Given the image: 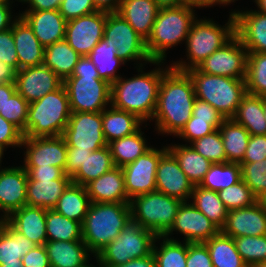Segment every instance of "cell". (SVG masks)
Returning a JSON list of instances; mask_svg holds the SVG:
<instances>
[{
  "instance_id": "cell-62",
  "label": "cell",
  "mask_w": 266,
  "mask_h": 267,
  "mask_svg": "<svg viewBox=\"0 0 266 267\" xmlns=\"http://www.w3.org/2000/svg\"><path fill=\"white\" fill-rule=\"evenodd\" d=\"M62 0H25L29 9L25 11L59 10Z\"/></svg>"
},
{
  "instance_id": "cell-66",
  "label": "cell",
  "mask_w": 266,
  "mask_h": 267,
  "mask_svg": "<svg viewBox=\"0 0 266 267\" xmlns=\"http://www.w3.org/2000/svg\"><path fill=\"white\" fill-rule=\"evenodd\" d=\"M234 2V0H186V4H189L192 8L211 7L215 4H222L223 6Z\"/></svg>"
},
{
  "instance_id": "cell-40",
  "label": "cell",
  "mask_w": 266,
  "mask_h": 267,
  "mask_svg": "<svg viewBox=\"0 0 266 267\" xmlns=\"http://www.w3.org/2000/svg\"><path fill=\"white\" fill-rule=\"evenodd\" d=\"M191 199L193 205L221 230L225 224L228 210L218 193L197 185L193 187Z\"/></svg>"
},
{
  "instance_id": "cell-54",
  "label": "cell",
  "mask_w": 266,
  "mask_h": 267,
  "mask_svg": "<svg viewBox=\"0 0 266 267\" xmlns=\"http://www.w3.org/2000/svg\"><path fill=\"white\" fill-rule=\"evenodd\" d=\"M186 267H213L208 248L205 243L187 242Z\"/></svg>"
},
{
  "instance_id": "cell-48",
  "label": "cell",
  "mask_w": 266,
  "mask_h": 267,
  "mask_svg": "<svg viewBox=\"0 0 266 267\" xmlns=\"http://www.w3.org/2000/svg\"><path fill=\"white\" fill-rule=\"evenodd\" d=\"M194 150L211 163H226L227 157L219 129L189 143Z\"/></svg>"
},
{
  "instance_id": "cell-52",
  "label": "cell",
  "mask_w": 266,
  "mask_h": 267,
  "mask_svg": "<svg viewBox=\"0 0 266 267\" xmlns=\"http://www.w3.org/2000/svg\"><path fill=\"white\" fill-rule=\"evenodd\" d=\"M97 11L93 0H62L60 14L66 21Z\"/></svg>"
},
{
  "instance_id": "cell-5",
  "label": "cell",
  "mask_w": 266,
  "mask_h": 267,
  "mask_svg": "<svg viewBox=\"0 0 266 267\" xmlns=\"http://www.w3.org/2000/svg\"><path fill=\"white\" fill-rule=\"evenodd\" d=\"M195 10L189 4L160 8L146 41V49L152 61H165L166 51L186 42L193 22Z\"/></svg>"
},
{
  "instance_id": "cell-18",
  "label": "cell",
  "mask_w": 266,
  "mask_h": 267,
  "mask_svg": "<svg viewBox=\"0 0 266 267\" xmlns=\"http://www.w3.org/2000/svg\"><path fill=\"white\" fill-rule=\"evenodd\" d=\"M14 83L16 91L31 103L59 89L63 85V80L42 64L18 70Z\"/></svg>"
},
{
  "instance_id": "cell-45",
  "label": "cell",
  "mask_w": 266,
  "mask_h": 267,
  "mask_svg": "<svg viewBox=\"0 0 266 267\" xmlns=\"http://www.w3.org/2000/svg\"><path fill=\"white\" fill-rule=\"evenodd\" d=\"M245 83L248 94L266 97V53L248 52Z\"/></svg>"
},
{
  "instance_id": "cell-67",
  "label": "cell",
  "mask_w": 266,
  "mask_h": 267,
  "mask_svg": "<svg viewBox=\"0 0 266 267\" xmlns=\"http://www.w3.org/2000/svg\"><path fill=\"white\" fill-rule=\"evenodd\" d=\"M16 92L15 83H0V111L3 104Z\"/></svg>"
},
{
  "instance_id": "cell-70",
  "label": "cell",
  "mask_w": 266,
  "mask_h": 267,
  "mask_svg": "<svg viewBox=\"0 0 266 267\" xmlns=\"http://www.w3.org/2000/svg\"><path fill=\"white\" fill-rule=\"evenodd\" d=\"M0 267H24L22 264V259H18V262L4 263Z\"/></svg>"
},
{
  "instance_id": "cell-44",
  "label": "cell",
  "mask_w": 266,
  "mask_h": 267,
  "mask_svg": "<svg viewBox=\"0 0 266 267\" xmlns=\"http://www.w3.org/2000/svg\"><path fill=\"white\" fill-rule=\"evenodd\" d=\"M241 179L239 163H215L211 165L199 186L218 192L236 184Z\"/></svg>"
},
{
  "instance_id": "cell-20",
  "label": "cell",
  "mask_w": 266,
  "mask_h": 267,
  "mask_svg": "<svg viewBox=\"0 0 266 267\" xmlns=\"http://www.w3.org/2000/svg\"><path fill=\"white\" fill-rule=\"evenodd\" d=\"M28 173L22 165L0 170V212L6 219L13 211L26 205Z\"/></svg>"
},
{
  "instance_id": "cell-1",
  "label": "cell",
  "mask_w": 266,
  "mask_h": 267,
  "mask_svg": "<svg viewBox=\"0 0 266 267\" xmlns=\"http://www.w3.org/2000/svg\"><path fill=\"white\" fill-rule=\"evenodd\" d=\"M195 99L189 74L170 67L162 76L152 117L158 134L176 136L191 118Z\"/></svg>"
},
{
  "instance_id": "cell-50",
  "label": "cell",
  "mask_w": 266,
  "mask_h": 267,
  "mask_svg": "<svg viewBox=\"0 0 266 267\" xmlns=\"http://www.w3.org/2000/svg\"><path fill=\"white\" fill-rule=\"evenodd\" d=\"M239 164L241 165L242 180L259 199L266 192V158L261 162Z\"/></svg>"
},
{
  "instance_id": "cell-60",
  "label": "cell",
  "mask_w": 266,
  "mask_h": 267,
  "mask_svg": "<svg viewBox=\"0 0 266 267\" xmlns=\"http://www.w3.org/2000/svg\"><path fill=\"white\" fill-rule=\"evenodd\" d=\"M192 115L202 120H225L224 117L208 102L195 99Z\"/></svg>"
},
{
  "instance_id": "cell-6",
  "label": "cell",
  "mask_w": 266,
  "mask_h": 267,
  "mask_svg": "<svg viewBox=\"0 0 266 267\" xmlns=\"http://www.w3.org/2000/svg\"><path fill=\"white\" fill-rule=\"evenodd\" d=\"M235 35V16L231 12L225 26L216 24L212 19H199L193 22L186 38L188 60L174 61L170 66L179 71L196 68L217 49L221 48Z\"/></svg>"
},
{
  "instance_id": "cell-77",
  "label": "cell",
  "mask_w": 266,
  "mask_h": 267,
  "mask_svg": "<svg viewBox=\"0 0 266 267\" xmlns=\"http://www.w3.org/2000/svg\"><path fill=\"white\" fill-rule=\"evenodd\" d=\"M0 2H12V1H8V0H0Z\"/></svg>"
},
{
  "instance_id": "cell-3",
  "label": "cell",
  "mask_w": 266,
  "mask_h": 267,
  "mask_svg": "<svg viewBox=\"0 0 266 267\" xmlns=\"http://www.w3.org/2000/svg\"><path fill=\"white\" fill-rule=\"evenodd\" d=\"M71 112H102L111 102V84L101 79L95 64L81 56L72 75L63 81Z\"/></svg>"
},
{
  "instance_id": "cell-23",
  "label": "cell",
  "mask_w": 266,
  "mask_h": 267,
  "mask_svg": "<svg viewBox=\"0 0 266 267\" xmlns=\"http://www.w3.org/2000/svg\"><path fill=\"white\" fill-rule=\"evenodd\" d=\"M19 16L33 30L42 46L64 40L67 21L59 10L24 11Z\"/></svg>"
},
{
  "instance_id": "cell-4",
  "label": "cell",
  "mask_w": 266,
  "mask_h": 267,
  "mask_svg": "<svg viewBox=\"0 0 266 267\" xmlns=\"http://www.w3.org/2000/svg\"><path fill=\"white\" fill-rule=\"evenodd\" d=\"M131 219L130 203L91 202L82 224V240L97 255L119 236Z\"/></svg>"
},
{
  "instance_id": "cell-47",
  "label": "cell",
  "mask_w": 266,
  "mask_h": 267,
  "mask_svg": "<svg viewBox=\"0 0 266 267\" xmlns=\"http://www.w3.org/2000/svg\"><path fill=\"white\" fill-rule=\"evenodd\" d=\"M217 193L228 211L249 207L258 201V198L242 179Z\"/></svg>"
},
{
  "instance_id": "cell-26",
  "label": "cell",
  "mask_w": 266,
  "mask_h": 267,
  "mask_svg": "<svg viewBox=\"0 0 266 267\" xmlns=\"http://www.w3.org/2000/svg\"><path fill=\"white\" fill-rule=\"evenodd\" d=\"M12 32L19 70L42 65L45 47L40 44L33 30L20 16L13 23Z\"/></svg>"
},
{
  "instance_id": "cell-30",
  "label": "cell",
  "mask_w": 266,
  "mask_h": 267,
  "mask_svg": "<svg viewBox=\"0 0 266 267\" xmlns=\"http://www.w3.org/2000/svg\"><path fill=\"white\" fill-rule=\"evenodd\" d=\"M143 123L137 115L110 105L102 111V129L107 143L135 133Z\"/></svg>"
},
{
  "instance_id": "cell-22",
  "label": "cell",
  "mask_w": 266,
  "mask_h": 267,
  "mask_svg": "<svg viewBox=\"0 0 266 267\" xmlns=\"http://www.w3.org/2000/svg\"><path fill=\"white\" fill-rule=\"evenodd\" d=\"M235 34L248 52L266 53V14L235 10Z\"/></svg>"
},
{
  "instance_id": "cell-71",
  "label": "cell",
  "mask_w": 266,
  "mask_h": 267,
  "mask_svg": "<svg viewBox=\"0 0 266 267\" xmlns=\"http://www.w3.org/2000/svg\"><path fill=\"white\" fill-rule=\"evenodd\" d=\"M93 257L97 260V265H99V267H103L98 259V257L96 255H93ZM79 267H96L94 265H92V263L90 264L89 261H87L84 265H81Z\"/></svg>"
},
{
  "instance_id": "cell-32",
  "label": "cell",
  "mask_w": 266,
  "mask_h": 267,
  "mask_svg": "<svg viewBox=\"0 0 266 267\" xmlns=\"http://www.w3.org/2000/svg\"><path fill=\"white\" fill-rule=\"evenodd\" d=\"M167 149L174 155L180 169L186 174L190 182L194 186L200 185L213 163L197 153L188 144H171L167 146Z\"/></svg>"
},
{
  "instance_id": "cell-43",
  "label": "cell",
  "mask_w": 266,
  "mask_h": 267,
  "mask_svg": "<svg viewBox=\"0 0 266 267\" xmlns=\"http://www.w3.org/2000/svg\"><path fill=\"white\" fill-rule=\"evenodd\" d=\"M160 240L163 242L160 243V246H157L155 243ZM152 253L157 267H186L187 242L183 241L182 243L176 239L170 240L164 236H157Z\"/></svg>"
},
{
  "instance_id": "cell-8",
  "label": "cell",
  "mask_w": 266,
  "mask_h": 267,
  "mask_svg": "<svg viewBox=\"0 0 266 267\" xmlns=\"http://www.w3.org/2000/svg\"><path fill=\"white\" fill-rule=\"evenodd\" d=\"M64 85L41 99L29 103L24 137L61 136L71 116Z\"/></svg>"
},
{
  "instance_id": "cell-35",
  "label": "cell",
  "mask_w": 266,
  "mask_h": 267,
  "mask_svg": "<svg viewBox=\"0 0 266 267\" xmlns=\"http://www.w3.org/2000/svg\"><path fill=\"white\" fill-rule=\"evenodd\" d=\"M91 200L85 186L71 183L53 208L65 217L83 224Z\"/></svg>"
},
{
  "instance_id": "cell-2",
  "label": "cell",
  "mask_w": 266,
  "mask_h": 267,
  "mask_svg": "<svg viewBox=\"0 0 266 267\" xmlns=\"http://www.w3.org/2000/svg\"><path fill=\"white\" fill-rule=\"evenodd\" d=\"M163 61H152V64L159 66L149 72L137 68L138 75L129 79L122 76L111 84L110 106L133 113L142 121H152L157 106L159 87L163 74L171 67H160Z\"/></svg>"
},
{
  "instance_id": "cell-15",
  "label": "cell",
  "mask_w": 266,
  "mask_h": 267,
  "mask_svg": "<svg viewBox=\"0 0 266 267\" xmlns=\"http://www.w3.org/2000/svg\"><path fill=\"white\" fill-rule=\"evenodd\" d=\"M107 13L95 11L66 22L65 40L81 56H88L103 39Z\"/></svg>"
},
{
  "instance_id": "cell-16",
  "label": "cell",
  "mask_w": 266,
  "mask_h": 267,
  "mask_svg": "<svg viewBox=\"0 0 266 267\" xmlns=\"http://www.w3.org/2000/svg\"><path fill=\"white\" fill-rule=\"evenodd\" d=\"M174 231L185 236L184 242L204 243L215 236L220 229L199 211L191 201L190 203L186 201L180 205L173 226L164 237L174 240V237H171Z\"/></svg>"
},
{
  "instance_id": "cell-29",
  "label": "cell",
  "mask_w": 266,
  "mask_h": 267,
  "mask_svg": "<svg viewBox=\"0 0 266 267\" xmlns=\"http://www.w3.org/2000/svg\"><path fill=\"white\" fill-rule=\"evenodd\" d=\"M72 179L32 180L28 176L26 205L53 209Z\"/></svg>"
},
{
  "instance_id": "cell-31",
  "label": "cell",
  "mask_w": 266,
  "mask_h": 267,
  "mask_svg": "<svg viewBox=\"0 0 266 267\" xmlns=\"http://www.w3.org/2000/svg\"><path fill=\"white\" fill-rule=\"evenodd\" d=\"M232 119L242 125L250 135H266L264 97L247 93Z\"/></svg>"
},
{
  "instance_id": "cell-63",
  "label": "cell",
  "mask_w": 266,
  "mask_h": 267,
  "mask_svg": "<svg viewBox=\"0 0 266 267\" xmlns=\"http://www.w3.org/2000/svg\"><path fill=\"white\" fill-rule=\"evenodd\" d=\"M113 267H157L153 253L146 257L135 258L125 264Z\"/></svg>"
},
{
  "instance_id": "cell-14",
  "label": "cell",
  "mask_w": 266,
  "mask_h": 267,
  "mask_svg": "<svg viewBox=\"0 0 266 267\" xmlns=\"http://www.w3.org/2000/svg\"><path fill=\"white\" fill-rule=\"evenodd\" d=\"M151 147L134 162L121 167L124 175L125 190L129 200L136 196L156 191V171L160 157L167 151Z\"/></svg>"
},
{
  "instance_id": "cell-51",
  "label": "cell",
  "mask_w": 266,
  "mask_h": 267,
  "mask_svg": "<svg viewBox=\"0 0 266 267\" xmlns=\"http://www.w3.org/2000/svg\"><path fill=\"white\" fill-rule=\"evenodd\" d=\"M224 120H202L197 119L193 115L187 121L185 126L176 135L178 138L184 139L186 142L192 143L196 139L202 138L207 134L214 132L218 129Z\"/></svg>"
},
{
  "instance_id": "cell-13",
  "label": "cell",
  "mask_w": 266,
  "mask_h": 267,
  "mask_svg": "<svg viewBox=\"0 0 266 267\" xmlns=\"http://www.w3.org/2000/svg\"><path fill=\"white\" fill-rule=\"evenodd\" d=\"M248 51L235 34L226 44L202 61L197 68L206 74L245 79Z\"/></svg>"
},
{
  "instance_id": "cell-17",
  "label": "cell",
  "mask_w": 266,
  "mask_h": 267,
  "mask_svg": "<svg viewBox=\"0 0 266 267\" xmlns=\"http://www.w3.org/2000/svg\"><path fill=\"white\" fill-rule=\"evenodd\" d=\"M24 165L22 166H56L65 171L67 145L62 136L57 137H23Z\"/></svg>"
},
{
  "instance_id": "cell-75",
  "label": "cell",
  "mask_w": 266,
  "mask_h": 267,
  "mask_svg": "<svg viewBox=\"0 0 266 267\" xmlns=\"http://www.w3.org/2000/svg\"><path fill=\"white\" fill-rule=\"evenodd\" d=\"M264 116L266 119V97H264Z\"/></svg>"
},
{
  "instance_id": "cell-12",
  "label": "cell",
  "mask_w": 266,
  "mask_h": 267,
  "mask_svg": "<svg viewBox=\"0 0 266 267\" xmlns=\"http://www.w3.org/2000/svg\"><path fill=\"white\" fill-rule=\"evenodd\" d=\"M67 147L96 151L108 143L102 129V112H72L61 135Z\"/></svg>"
},
{
  "instance_id": "cell-10",
  "label": "cell",
  "mask_w": 266,
  "mask_h": 267,
  "mask_svg": "<svg viewBox=\"0 0 266 267\" xmlns=\"http://www.w3.org/2000/svg\"><path fill=\"white\" fill-rule=\"evenodd\" d=\"M156 237L152 231L142 228L131 219L119 236L96 256L103 267L122 265L132 259L150 255Z\"/></svg>"
},
{
  "instance_id": "cell-33",
  "label": "cell",
  "mask_w": 266,
  "mask_h": 267,
  "mask_svg": "<svg viewBox=\"0 0 266 267\" xmlns=\"http://www.w3.org/2000/svg\"><path fill=\"white\" fill-rule=\"evenodd\" d=\"M80 57L64 39L45 47L43 65L64 81L72 75Z\"/></svg>"
},
{
  "instance_id": "cell-37",
  "label": "cell",
  "mask_w": 266,
  "mask_h": 267,
  "mask_svg": "<svg viewBox=\"0 0 266 267\" xmlns=\"http://www.w3.org/2000/svg\"><path fill=\"white\" fill-rule=\"evenodd\" d=\"M143 134L140 128L131 135L108 143L115 167H123L134 162L152 147L148 146Z\"/></svg>"
},
{
  "instance_id": "cell-56",
  "label": "cell",
  "mask_w": 266,
  "mask_h": 267,
  "mask_svg": "<svg viewBox=\"0 0 266 267\" xmlns=\"http://www.w3.org/2000/svg\"><path fill=\"white\" fill-rule=\"evenodd\" d=\"M266 158V135H251L240 163H253Z\"/></svg>"
},
{
  "instance_id": "cell-73",
  "label": "cell",
  "mask_w": 266,
  "mask_h": 267,
  "mask_svg": "<svg viewBox=\"0 0 266 267\" xmlns=\"http://www.w3.org/2000/svg\"><path fill=\"white\" fill-rule=\"evenodd\" d=\"M252 267H266V262L256 264V265H254Z\"/></svg>"
},
{
  "instance_id": "cell-74",
  "label": "cell",
  "mask_w": 266,
  "mask_h": 267,
  "mask_svg": "<svg viewBox=\"0 0 266 267\" xmlns=\"http://www.w3.org/2000/svg\"><path fill=\"white\" fill-rule=\"evenodd\" d=\"M3 155H4V150H2L1 148H0V167H1V163H2V157H3ZM1 170V169H0Z\"/></svg>"
},
{
  "instance_id": "cell-34",
  "label": "cell",
  "mask_w": 266,
  "mask_h": 267,
  "mask_svg": "<svg viewBox=\"0 0 266 267\" xmlns=\"http://www.w3.org/2000/svg\"><path fill=\"white\" fill-rule=\"evenodd\" d=\"M35 243L16 231L5 219L0 220V265L18 262Z\"/></svg>"
},
{
  "instance_id": "cell-11",
  "label": "cell",
  "mask_w": 266,
  "mask_h": 267,
  "mask_svg": "<svg viewBox=\"0 0 266 267\" xmlns=\"http://www.w3.org/2000/svg\"><path fill=\"white\" fill-rule=\"evenodd\" d=\"M103 39L116 47L118 57L126 63L139 60L137 67L152 63L146 41L118 13H107Z\"/></svg>"
},
{
  "instance_id": "cell-64",
  "label": "cell",
  "mask_w": 266,
  "mask_h": 267,
  "mask_svg": "<svg viewBox=\"0 0 266 267\" xmlns=\"http://www.w3.org/2000/svg\"><path fill=\"white\" fill-rule=\"evenodd\" d=\"M122 0H93L95 9L106 13H117Z\"/></svg>"
},
{
  "instance_id": "cell-68",
  "label": "cell",
  "mask_w": 266,
  "mask_h": 267,
  "mask_svg": "<svg viewBox=\"0 0 266 267\" xmlns=\"http://www.w3.org/2000/svg\"><path fill=\"white\" fill-rule=\"evenodd\" d=\"M160 7H177L186 3V0H154Z\"/></svg>"
},
{
  "instance_id": "cell-19",
  "label": "cell",
  "mask_w": 266,
  "mask_h": 267,
  "mask_svg": "<svg viewBox=\"0 0 266 267\" xmlns=\"http://www.w3.org/2000/svg\"><path fill=\"white\" fill-rule=\"evenodd\" d=\"M193 187L174 155L167 150L157 166L156 191L186 202L190 201Z\"/></svg>"
},
{
  "instance_id": "cell-46",
  "label": "cell",
  "mask_w": 266,
  "mask_h": 267,
  "mask_svg": "<svg viewBox=\"0 0 266 267\" xmlns=\"http://www.w3.org/2000/svg\"><path fill=\"white\" fill-rule=\"evenodd\" d=\"M233 239L238 253L248 267L266 262V235L242 236Z\"/></svg>"
},
{
  "instance_id": "cell-28",
  "label": "cell",
  "mask_w": 266,
  "mask_h": 267,
  "mask_svg": "<svg viewBox=\"0 0 266 267\" xmlns=\"http://www.w3.org/2000/svg\"><path fill=\"white\" fill-rule=\"evenodd\" d=\"M44 246L51 267H79L90 260V253L93 255L83 240H47Z\"/></svg>"
},
{
  "instance_id": "cell-59",
  "label": "cell",
  "mask_w": 266,
  "mask_h": 267,
  "mask_svg": "<svg viewBox=\"0 0 266 267\" xmlns=\"http://www.w3.org/2000/svg\"><path fill=\"white\" fill-rule=\"evenodd\" d=\"M91 152L90 150H78L76 147H67L65 174L71 177Z\"/></svg>"
},
{
  "instance_id": "cell-24",
  "label": "cell",
  "mask_w": 266,
  "mask_h": 267,
  "mask_svg": "<svg viewBox=\"0 0 266 267\" xmlns=\"http://www.w3.org/2000/svg\"><path fill=\"white\" fill-rule=\"evenodd\" d=\"M85 188L91 202L130 203L121 167H114L99 178L90 181Z\"/></svg>"
},
{
  "instance_id": "cell-69",
  "label": "cell",
  "mask_w": 266,
  "mask_h": 267,
  "mask_svg": "<svg viewBox=\"0 0 266 267\" xmlns=\"http://www.w3.org/2000/svg\"><path fill=\"white\" fill-rule=\"evenodd\" d=\"M254 2L257 4L256 6H258V10L256 11L266 14V0H256Z\"/></svg>"
},
{
  "instance_id": "cell-61",
  "label": "cell",
  "mask_w": 266,
  "mask_h": 267,
  "mask_svg": "<svg viewBox=\"0 0 266 267\" xmlns=\"http://www.w3.org/2000/svg\"><path fill=\"white\" fill-rule=\"evenodd\" d=\"M11 4H13V2H0V32L11 28L19 17L18 15L12 19L15 15H12Z\"/></svg>"
},
{
  "instance_id": "cell-36",
  "label": "cell",
  "mask_w": 266,
  "mask_h": 267,
  "mask_svg": "<svg viewBox=\"0 0 266 267\" xmlns=\"http://www.w3.org/2000/svg\"><path fill=\"white\" fill-rule=\"evenodd\" d=\"M114 167L110 149L108 145L104 146L87 155L81 167L71 176L72 183L85 186Z\"/></svg>"
},
{
  "instance_id": "cell-9",
  "label": "cell",
  "mask_w": 266,
  "mask_h": 267,
  "mask_svg": "<svg viewBox=\"0 0 266 267\" xmlns=\"http://www.w3.org/2000/svg\"><path fill=\"white\" fill-rule=\"evenodd\" d=\"M182 201L158 191L130 200L132 220L156 236H164L173 226Z\"/></svg>"
},
{
  "instance_id": "cell-7",
  "label": "cell",
  "mask_w": 266,
  "mask_h": 267,
  "mask_svg": "<svg viewBox=\"0 0 266 267\" xmlns=\"http://www.w3.org/2000/svg\"><path fill=\"white\" fill-rule=\"evenodd\" d=\"M192 79L197 99L208 102L224 117L232 119L247 94L245 79L210 75L197 67L186 71Z\"/></svg>"
},
{
  "instance_id": "cell-65",
  "label": "cell",
  "mask_w": 266,
  "mask_h": 267,
  "mask_svg": "<svg viewBox=\"0 0 266 267\" xmlns=\"http://www.w3.org/2000/svg\"><path fill=\"white\" fill-rule=\"evenodd\" d=\"M16 70L3 61H0V83H14Z\"/></svg>"
},
{
  "instance_id": "cell-38",
  "label": "cell",
  "mask_w": 266,
  "mask_h": 267,
  "mask_svg": "<svg viewBox=\"0 0 266 267\" xmlns=\"http://www.w3.org/2000/svg\"><path fill=\"white\" fill-rule=\"evenodd\" d=\"M213 267H248L236 249L234 239L219 231L204 242Z\"/></svg>"
},
{
  "instance_id": "cell-57",
  "label": "cell",
  "mask_w": 266,
  "mask_h": 267,
  "mask_svg": "<svg viewBox=\"0 0 266 267\" xmlns=\"http://www.w3.org/2000/svg\"><path fill=\"white\" fill-rule=\"evenodd\" d=\"M32 180L71 179L65 171L56 166H23Z\"/></svg>"
},
{
  "instance_id": "cell-42",
  "label": "cell",
  "mask_w": 266,
  "mask_h": 267,
  "mask_svg": "<svg viewBox=\"0 0 266 267\" xmlns=\"http://www.w3.org/2000/svg\"><path fill=\"white\" fill-rule=\"evenodd\" d=\"M46 233L49 241L82 240V224L65 217L54 209L46 213Z\"/></svg>"
},
{
  "instance_id": "cell-53",
  "label": "cell",
  "mask_w": 266,
  "mask_h": 267,
  "mask_svg": "<svg viewBox=\"0 0 266 267\" xmlns=\"http://www.w3.org/2000/svg\"><path fill=\"white\" fill-rule=\"evenodd\" d=\"M0 61L10 65L16 71L19 70L12 27L0 32Z\"/></svg>"
},
{
  "instance_id": "cell-25",
  "label": "cell",
  "mask_w": 266,
  "mask_h": 267,
  "mask_svg": "<svg viewBox=\"0 0 266 267\" xmlns=\"http://www.w3.org/2000/svg\"><path fill=\"white\" fill-rule=\"evenodd\" d=\"M46 213L45 208L24 205L5 220L36 245H44L47 241Z\"/></svg>"
},
{
  "instance_id": "cell-49",
  "label": "cell",
  "mask_w": 266,
  "mask_h": 267,
  "mask_svg": "<svg viewBox=\"0 0 266 267\" xmlns=\"http://www.w3.org/2000/svg\"><path fill=\"white\" fill-rule=\"evenodd\" d=\"M29 103L16 91L3 104L0 115L15 125L24 135Z\"/></svg>"
},
{
  "instance_id": "cell-39",
  "label": "cell",
  "mask_w": 266,
  "mask_h": 267,
  "mask_svg": "<svg viewBox=\"0 0 266 267\" xmlns=\"http://www.w3.org/2000/svg\"><path fill=\"white\" fill-rule=\"evenodd\" d=\"M218 129L221 133L227 162L240 163L245 155L251 135L233 119H225Z\"/></svg>"
},
{
  "instance_id": "cell-27",
  "label": "cell",
  "mask_w": 266,
  "mask_h": 267,
  "mask_svg": "<svg viewBox=\"0 0 266 267\" xmlns=\"http://www.w3.org/2000/svg\"><path fill=\"white\" fill-rule=\"evenodd\" d=\"M159 9L154 0H122L117 13L147 41Z\"/></svg>"
},
{
  "instance_id": "cell-41",
  "label": "cell",
  "mask_w": 266,
  "mask_h": 267,
  "mask_svg": "<svg viewBox=\"0 0 266 267\" xmlns=\"http://www.w3.org/2000/svg\"><path fill=\"white\" fill-rule=\"evenodd\" d=\"M88 57L95 64L101 79L112 84L121 77V75L116 74L117 68L121 65H125V62L118 57L114 45L107 44L106 41L102 39L93 48Z\"/></svg>"
},
{
  "instance_id": "cell-55",
  "label": "cell",
  "mask_w": 266,
  "mask_h": 267,
  "mask_svg": "<svg viewBox=\"0 0 266 267\" xmlns=\"http://www.w3.org/2000/svg\"><path fill=\"white\" fill-rule=\"evenodd\" d=\"M23 137L22 132L15 125L0 115V148L2 150L11 146L21 148Z\"/></svg>"
},
{
  "instance_id": "cell-58",
  "label": "cell",
  "mask_w": 266,
  "mask_h": 267,
  "mask_svg": "<svg viewBox=\"0 0 266 267\" xmlns=\"http://www.w3.org/2000/svg\"><path fill=\"white\" fill-rule=\"evenodd\" d=\"M24 267H51L44 245H35L22 257Z\"/></svg>"
},
{
  "instance_id": "cell-21",
  "label": "cell",
  "mask_w": 266,
  "mask_h": 267,
  "mask_svg": "<svg viewBox=\"0 0 266 267\" xmlns=\"http://www.w3.org/2000/svg\"><path fill=\"white\" fill-rule=\"evenodd\" d=\"M220 231L232 238L266 235V209L257 201L252 206L228 211Z\"/></svg>"
},
{
  "instance_id": "cell-72",
  "label": "cell",
  "mask_w": 266,
  "mask_h": 267,
  "mask_svg": "<svg viewBox=\"0 0 266 267\" xmlns=\"http://www.w3.org/2000/svg\"><path fill=\"white\" fill-rule=\"evenodd\" d=\"M258 201L266 209V192L259 197Z\"/></svg>"
},
{
  "instance_id": "cell-76",
  "label": "cell",
  "mask_w": 266,
  "mask_h": 267,
  "mask_svg": "<svg viewBox=\"0 0 266 267\" xmlns=\"http://www.w3.org/2000/svg\"><path fill=\"white\" fill-rule=\"evenodd\" d=\"M8 1H11V0H8ZM17 1H19V2H24L25 0H17ZM12 2H14L13 0H12Z\"/></svg>"
}]
</instances>
